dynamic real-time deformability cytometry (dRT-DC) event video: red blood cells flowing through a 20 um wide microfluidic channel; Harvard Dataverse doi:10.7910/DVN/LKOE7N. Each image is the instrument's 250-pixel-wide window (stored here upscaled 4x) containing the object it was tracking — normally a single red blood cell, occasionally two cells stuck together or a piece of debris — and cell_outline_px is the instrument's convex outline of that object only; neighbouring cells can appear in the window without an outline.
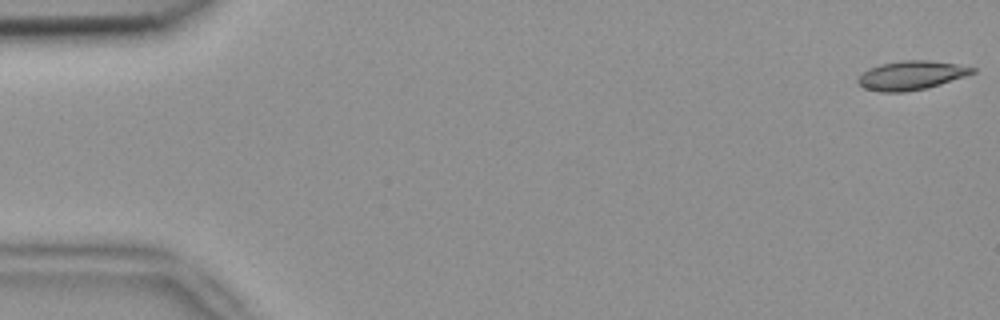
{"species": "common noctule bat (a hibernating species)", "species_latin": "Nyctalus noctula", "temperature_condition": "room temperature", "stored_images_in_passage": 5, "camera_frame_rate_fps": 3000, "um_per_image_px": 0.085, "animal": {"sex": "female", "body_mass_g": 18.4}, "frame": {"image": 1, "passage_image": 1, "time_ms": 0.0, "image_size_px": [1000, 320], "cell_outline_px": [[976, 72], [940, 84], [924, 88], [904, 92], [880, 92], [864, 88], [856, 80], [868, 68], [880, 64], [904, 60], [928, 60], [956, 64], [976, 68]], "centroid_in_image_um": [77.43, 6.4], "position_along_channel_um": 7.6, "area_um2": 19.07}}
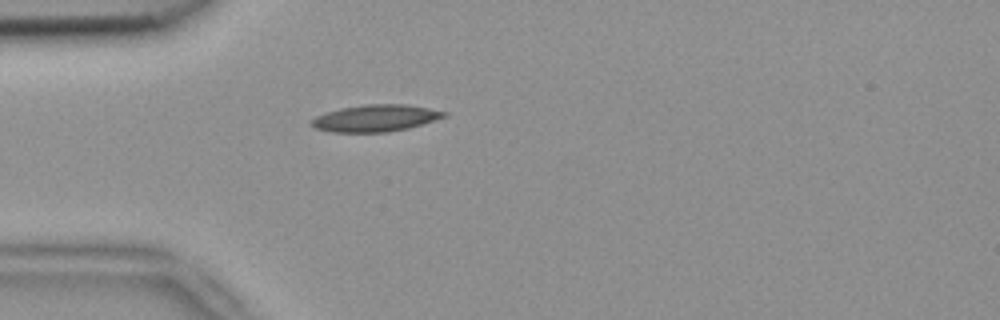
{"frame": {"image": 2, "passage_image": 5, "time_ms": 1.333, "image_size_px": [1000, 320], "cell_outline_px": [[448, 116], [408, 128], [388, 132], [332, 132], [316, 128], [308, 124], [308, 120], [316, 116], [340, 108], [364, 104], [408, 104], [448, 112]], "centroid_in_image_um": [31.9, 10.04], "position_along_channel_um": 53.1, "area_um2": 20.87}}